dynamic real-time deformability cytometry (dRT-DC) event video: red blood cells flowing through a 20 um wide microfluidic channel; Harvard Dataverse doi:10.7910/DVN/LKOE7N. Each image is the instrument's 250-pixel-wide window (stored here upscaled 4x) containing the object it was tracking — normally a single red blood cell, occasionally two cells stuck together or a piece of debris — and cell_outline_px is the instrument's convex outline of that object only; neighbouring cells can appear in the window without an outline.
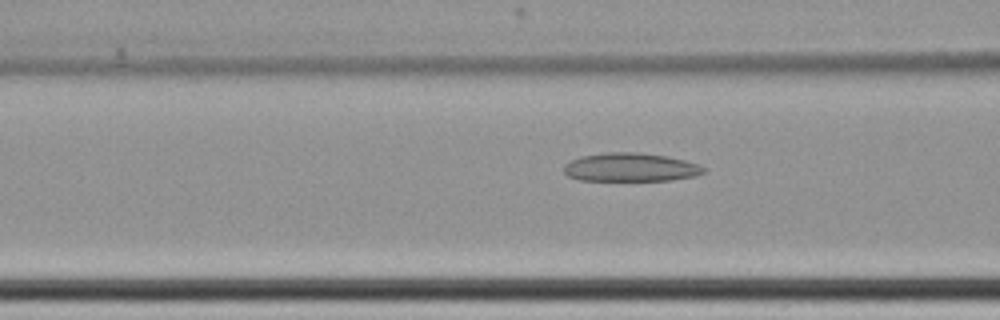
{"species": "common noctule bat (a hibernating species)", "species_latin": "Nyctalus noctula", "temperature_condition": "cold", "stored_images_in_passage": 62, "camera_frame_rate_fps": 3000, "um_per_image_px": 0.085, "animal": {"sex": "female", "body_mass_g": 22.7, "forearm_length_mm": 54.2}, "frame": {"image": 1, "passage_image": 27, "time_ms": 8.667, "image_size_px": [1000, 320], "cell_outline_px": [[704, 172], [696, 176], [672, 180], [580, 180], [568, 176], [564, 172], [564, 164], [580, 156], [604, 152], [640, 152], [668, 156], [700, 164], [704, 168]], "centroid_in_image_um": [53.6, 14.21], "position_along_channel_um": 113.0, "area_um2": 23.35}}
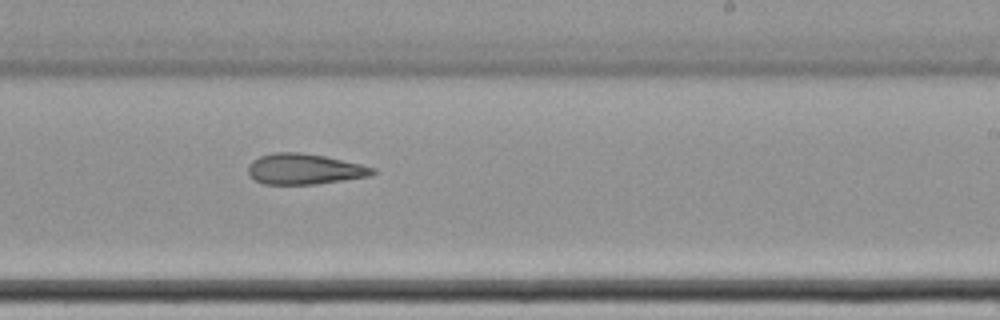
{"frame": {"image": 2, "passage_image": 40, "time_ms": 13.0, "image_size_px": [1000, 320], "cell_outline_px": [[376, 172], [368, 176], [344, 180], [316, 184], [264, 184], [256, 180], [248, 172], [248, 168], [252, 160], [260, 156], [272, 152], [300, 152], [324, 156], [360, 164], [376, 168]], "centroid_in_image_um": [25.87, 14.36], "position_along_channel_um": 263.1, "area_um2": 22.08}}
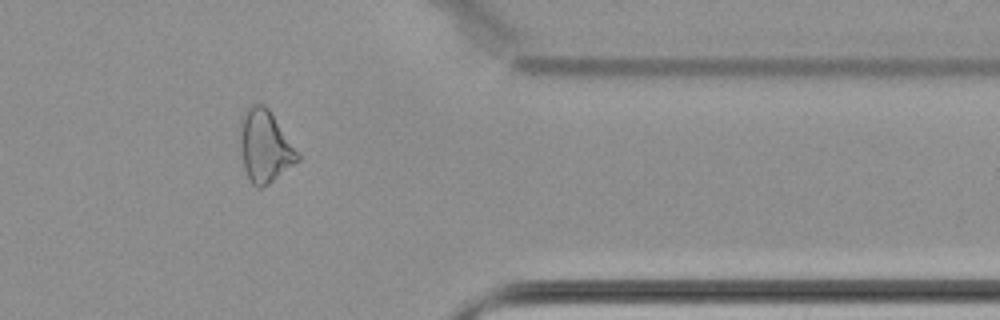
{"frame": {"image": 3, "passage_image": 52, "time_ms": 17.0, "image_size_px": [1000, 320], "cell_outline_px": [[300, 160], [268, 184], [260, 188], [256, 188], [252, 184], [244, 168], [240, 148], [240, 120], [244, 112], [252, 104], [264, 104], [268, 108], [300, 152]], "centroid_in_image_um": [22.53, 12.43], "position_along_channel_um": 388.9, "area_um2": 24.33}, "authors_computed_cell_mechanics": {"area_um2": 25.5187, "velocity_mm_per_s": 3.4642, "shape_relaxation_time_tau1_ms": null, "shape_relaxation_time_tau2_ms": 9.6299, "deformation_change_tau1": null, "deformation_change_tau2": 0.2221}}